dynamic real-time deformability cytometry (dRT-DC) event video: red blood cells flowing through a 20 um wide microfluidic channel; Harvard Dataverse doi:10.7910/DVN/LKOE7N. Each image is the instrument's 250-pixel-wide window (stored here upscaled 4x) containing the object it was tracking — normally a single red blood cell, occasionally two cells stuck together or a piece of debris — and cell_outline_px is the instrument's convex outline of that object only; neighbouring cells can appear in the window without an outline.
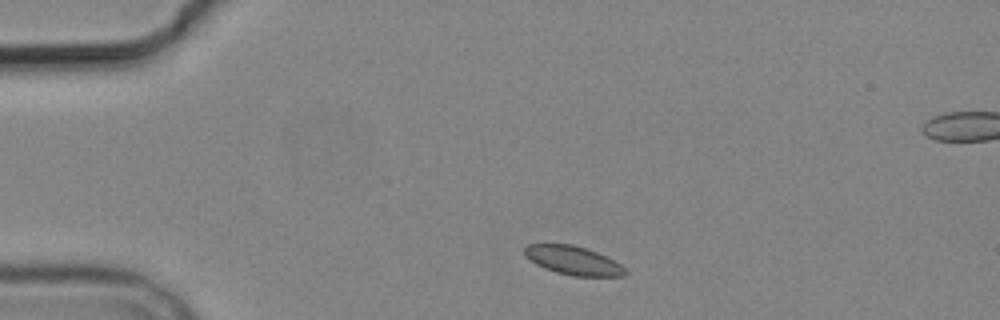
{"species": "common noctule bat (a hibernating species)", "species_latin": "Nyctalus noctula", "temperature_condition": "cold", "stored_images_in_passage": 3, "camera_frame_rate_fps": 3000, "um_per_image_px": 0.085, "animal": {"sex": "male", "body_mass_g": 19.2, "forearm_length_mm": 51.8}, "frame": {"image": 1, "passage_image": 1, "time_ms": 0.0, "image_size_px": [1000, 320], "cell_outline_px": [[628, 272], [624, 276], [576, 276], [556, 272], [544, 268], [536, 264], [524, 256], [524, 248], [528, 244], [572, 244], [596, 252], [620, 264]], "centroid_in_image_um": [48.68, 22.14], "position_along_channel_um": 36.3, "area_um2": 16.65}}